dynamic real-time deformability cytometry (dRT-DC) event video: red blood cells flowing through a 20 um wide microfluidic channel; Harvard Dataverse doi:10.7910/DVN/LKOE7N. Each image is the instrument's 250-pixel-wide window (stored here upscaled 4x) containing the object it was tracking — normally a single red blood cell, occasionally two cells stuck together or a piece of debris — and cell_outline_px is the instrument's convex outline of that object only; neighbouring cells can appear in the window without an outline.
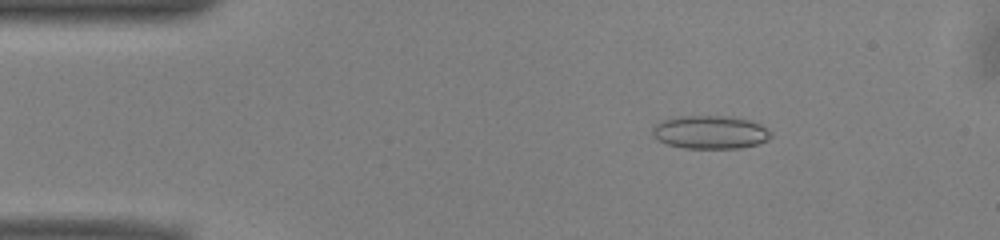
{"species": "common noctule bat (a hibernating species)", "species_latin": "Nyctalus noctula", "temperature_condition": "warm", "stored_images_in_passage": 50, "camera_frame_rate_fps": 3000, "um_per_image_px": 0.085, "animal": {"sex": "male", "body_mass_g": 13.0, "forearm_length_mm": 53.1}, "frame": {"image": 1, "passage_image": 7, "time_ms": 2.0, "image_size_px": [1000, 240], "cell_outline_px": [[772, 136], [768, 140], [760, 144], [740, 148], [684, 148], [668, 144], [656, 140], [652, 136], [652, 128], [660, 120], [672, 116], [728, 116], [752, 120], [760, 124], [772, 132]], "centroid_in_image_um": [60.36, 11.23], "position_along_channel_um": 24.6, "area_um2": 23.41}}
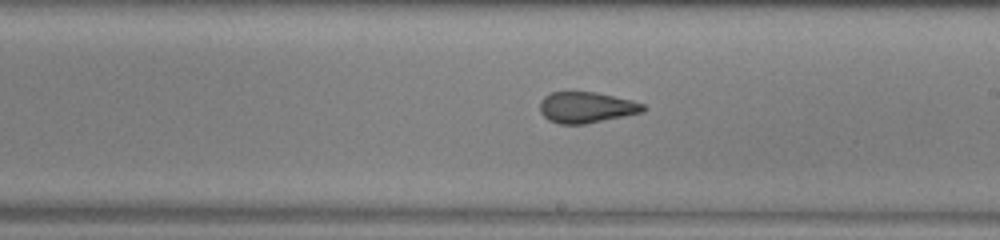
{"frame": {"image": 2, "passage_image": 28, "time_ms": 9.0, "image_size_px": [1000, 240], "cell_outline_px": [[648, 108], [644, 112], [584, 124], [560, 124], [548, 120], [540, 112], [540, 100], [544, 96], [552, 92], [596, 92], [632, 100], [644, 104]], "centroid_in_image_um": [49.85, 9.13], "position_along_channel_um": 239.1, "area_um2": 18.73}}
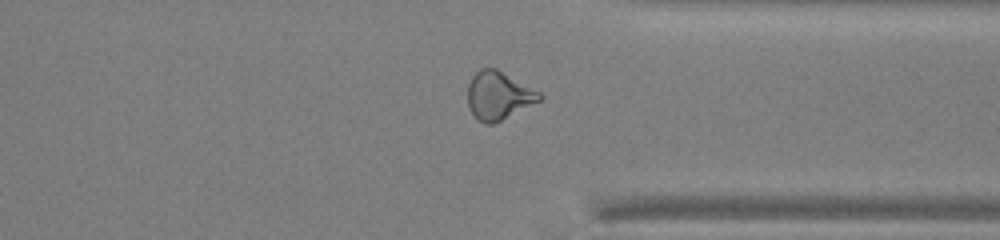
{"frame": {"image": 3, "passage_image": 38, "time_ms": 12.333, "image_size_px": [1000, 240], "cell_outline_px": [[544, 96], [540, 100], [492, 124], [484, 124], [476, 120], [468, 104], [468, 84], [472, 76], [480, 68], [496, 68], [540, 92]], "centroid_in_image_um": [42.34, 8.11], "position_along_channel_um": 369.1, "area_um2": 19.88}, "authors_computed_cell_mechanics": {"area_um2": 20.4323, "velocity_mm_per_s": 3.9689, "shape_relaxation_time_tau1_ms": null, "shape_relaxation_time_tau2_ms": 1.5521, "deformation_change_tau1": null, "deformation_change_tau2": 0.0812}}